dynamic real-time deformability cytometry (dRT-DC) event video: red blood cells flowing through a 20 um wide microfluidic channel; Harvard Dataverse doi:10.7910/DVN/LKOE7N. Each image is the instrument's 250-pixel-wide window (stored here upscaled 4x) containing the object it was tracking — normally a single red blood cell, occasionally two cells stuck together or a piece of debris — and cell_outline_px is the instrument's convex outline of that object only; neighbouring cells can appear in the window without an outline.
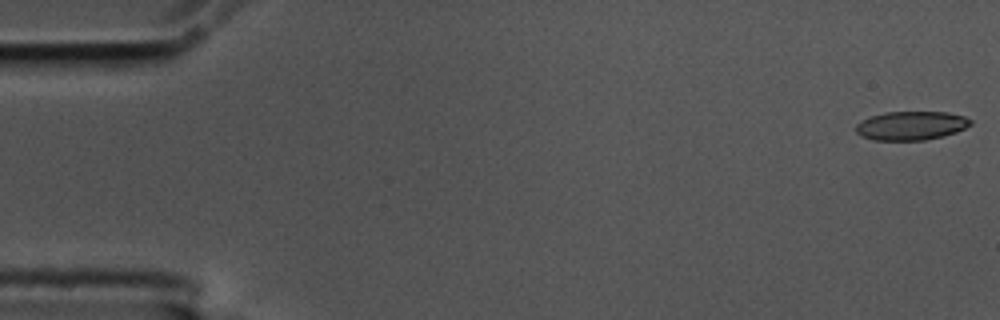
{"species": "common noctule bat (a hibernating species)", "species_latin": "Nyctalus noctula", "temperature_condition": "cold", "stored_images_in_passage": 6, "camera_frame_rate_fps": 3000, "um_per_image_px": 0.085, "animal": {"sex": "male", "body_mass_g": 17.5, "forearm_length_mm": 52.3}, "frame": {"image": 1, "passage_image": 1, "time_ms": 0.0, "image_size_px": [1000, 320], "cell_outline_px": [[964, 124], [960, 128], [936, 136], [904, 140], [900, 140], [896, 136], [900, 112], [932, 112], [956, 116]], "centroid_in_image_um": [78.67, 10.61], "position_along_channel_um": 6.3, "area_um2": 10.29}}